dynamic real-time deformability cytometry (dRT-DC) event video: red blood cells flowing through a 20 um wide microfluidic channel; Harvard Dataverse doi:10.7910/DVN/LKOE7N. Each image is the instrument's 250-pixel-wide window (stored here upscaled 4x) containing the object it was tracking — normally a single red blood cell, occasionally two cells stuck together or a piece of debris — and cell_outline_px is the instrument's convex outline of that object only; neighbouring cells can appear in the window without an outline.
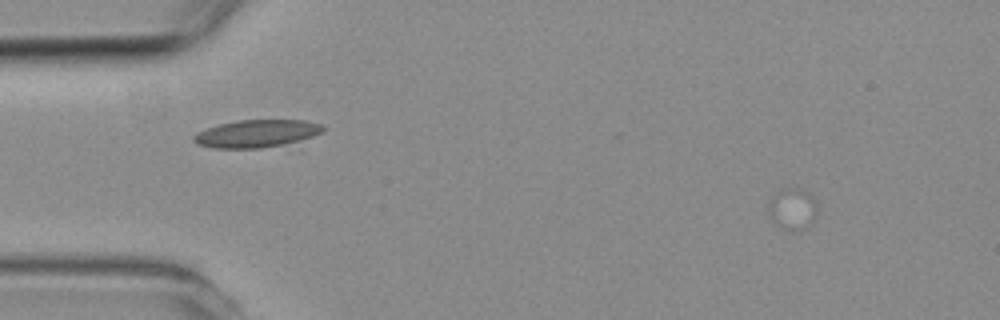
{"species": "common noctule bat (a hibernating species)", "species_latin": "Nyctalus noctula", "temperature_condition": "room temperature", "stored_images_in_passage": 1, "camera_frame_rate_fps": 3000, "um_per_image_px": 0.085, "animal": {"sex": "female", "body_mass_g": 19.3, "forearm_length_mm": 54.1}, "frame": {"image": 1, "passage_image": 1, "time_ms": 0.0, "image_size_px": [1000, 320], "cell_outline_px": [[816, 216], [812, 220], [784, 224], [776, 224], [772, 220], [768, 212], [772, 196], [780, 188], [788, 184], [800, 188], [808, 192], [816, 200]], "centroid_in_image_um": [67.32, 17.49], "position_along_channel_um": 17.7, "area_um2": 10.64}}